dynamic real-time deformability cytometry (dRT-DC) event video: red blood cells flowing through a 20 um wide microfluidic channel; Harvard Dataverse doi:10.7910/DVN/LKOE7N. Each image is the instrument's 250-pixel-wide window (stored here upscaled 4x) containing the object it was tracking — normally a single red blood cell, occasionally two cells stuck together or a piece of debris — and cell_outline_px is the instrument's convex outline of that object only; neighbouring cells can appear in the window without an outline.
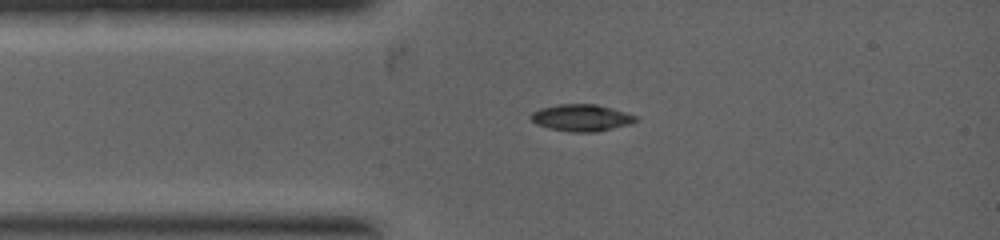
{"species": "common noctule bat (a hibernating species)", "species_latin": "Nyctalus noctula", "temperature_condition": "warm", "stored_images_in_passage": 7, "camera_frame_rate_fps": 5000, "um_per_image_px": 0.085, "animal": {"sex": "female", "body_mass_g": 19.0, "forearm_length_mm": 53.3}, "frame": {"image": 1, "passage_image": 4, "time_ms": 1.2, "image_size_px": [1000, 240], "cell_outline_px": [[640, 120], [628, 124], [596, 132], [572, 132], [548, 128], [536, 124], [528, 116], [532, 112], [540, 108], [556, 104], [596, 104], [612, 108], [636, 116]], "centroid_in_image_um": [49.38, 10.0], "position_along_channel_um": 35.6, "area_um2": 16.42}}
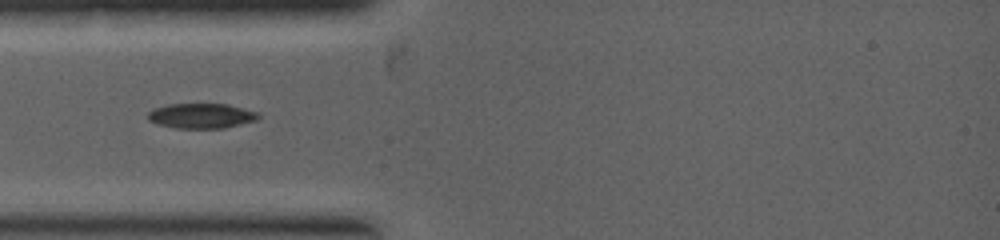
{"frame": {"image": 2, "passage_image": 6, "time_ms": 1.8, "image_size_px": [1000, 240], "cell_outline_px": [[260, 116], [256, 120], [224, 128], [176, 128], [156, 124], [148, 120], [148, 112], [152, 108], [168, 104], [228, 104], [260, 112]], "centroid_in_image_um": [17.1, 9.84], "position_along_channel_um": 67.9, "area_um2": 16.24}}